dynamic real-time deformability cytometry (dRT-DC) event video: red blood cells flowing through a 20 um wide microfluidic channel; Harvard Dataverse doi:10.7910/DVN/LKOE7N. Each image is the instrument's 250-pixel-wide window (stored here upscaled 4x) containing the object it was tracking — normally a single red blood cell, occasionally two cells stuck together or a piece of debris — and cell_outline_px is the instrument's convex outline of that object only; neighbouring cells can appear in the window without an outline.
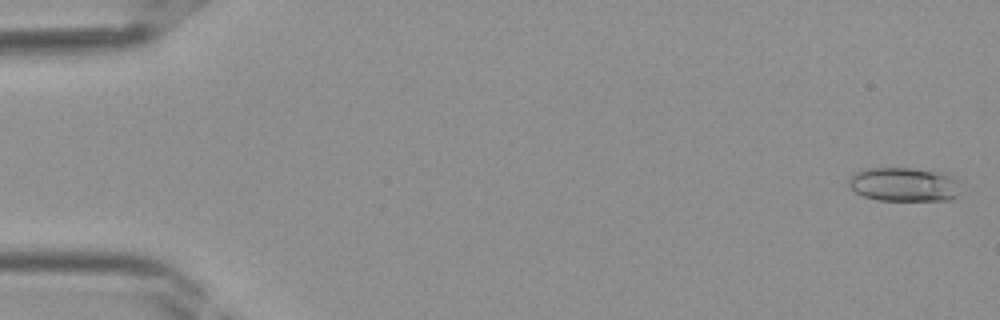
{"species": "Egyptian fruit bat (a non-hibernating species)", "species_latin": "Rousettus aegyptiacus", "temperature_condition": "room temperature", "stored_images_in_passage": 39, "camera_frame_rate_fps": 3000, "um_per_image_px": 0.085, "frame": {"image": 1, "passage_image": 1, "time_ms": 0.0, "image_size_px": [1000, 320], "cell_outline_px": [[956, 196], [948, 200], [876, 200], [864, 196], [856, 192], [848, 184], [848, 180], [856, 172], [868, 168], [912, 168], [944, 172], [952, 176], [956, 180]], "centroid_in_image_um": [76.8, 15.67], "position_along_channel_um": 8.2, "area_um2": 21.91}}
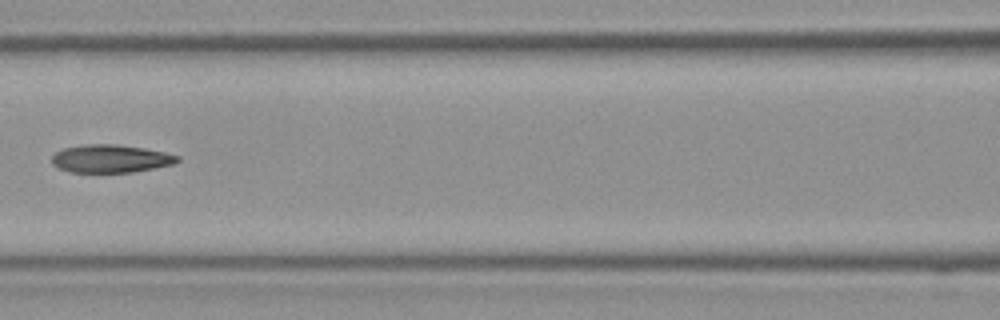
{"frame": {"image": 2, "passage_image": 18, "time_ms": 5.667, "image_size_px": [1000, 320], "cell_outline_px": [[180, 160], [172, 164], [132, 172], [68, 172], [56, 168], [52, 164], [52, 156], [56, 152], [64, 148], [84, 144], [116, 144], [144, 148], [164, 152], [180, 156]], "centroid_in_image_um": [9.36, 13.48], "position_along_channel_um": 157.2, "area_um2": 20.46}}
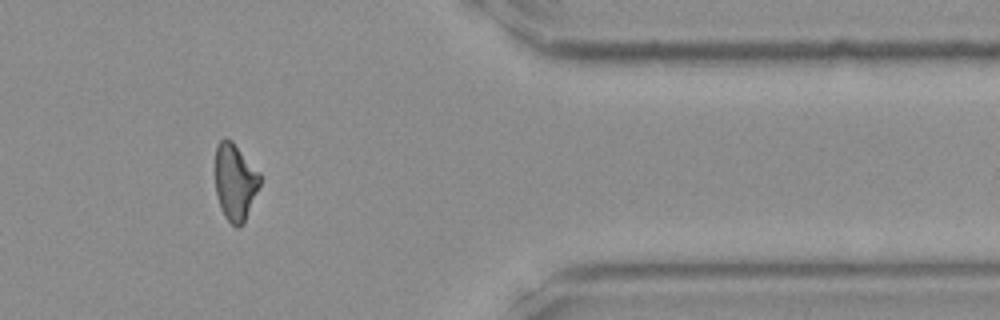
{"frame": {"image": 3, "passage_image": 33, "time_ms": 10.667, "image_size_px": [1000, 320], "cell_outline_px": [[260, 184], [244, 224], [236, 228], [224, 216], [220, 208], [216, 196], [216, 144], [224, 136], [232, 140], [260, 172]], "centroid_in_image_um": [19.98, 15.46], "position_along_channel_um": 391.4, "area_um2": 20.23}}